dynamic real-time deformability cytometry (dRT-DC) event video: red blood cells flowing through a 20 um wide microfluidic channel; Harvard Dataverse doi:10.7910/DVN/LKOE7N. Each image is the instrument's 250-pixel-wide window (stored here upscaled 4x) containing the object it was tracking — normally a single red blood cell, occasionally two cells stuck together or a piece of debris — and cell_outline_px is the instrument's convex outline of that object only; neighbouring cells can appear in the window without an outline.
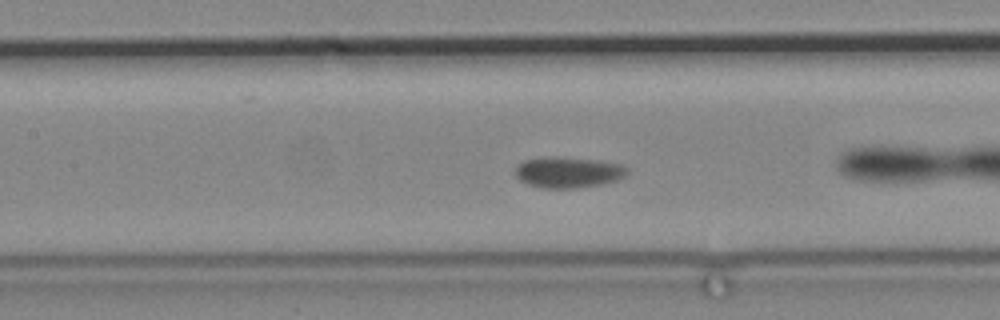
{"species": "common noctule bat (a hibernating species)", "species_latin": "Nyctalus noctula", "temperature_condition": "cold", "stored_images_in_passage": 49, "camera_frame_rate_fps": 3000, "um_per_image_px": 0.085, "animal": {"sex": "male", "body_mass_g": 19.2, "forearm_length_mm": 51.8}, "frame": {"image": 1, "passage_image": 11, "time_ms": 3.333, "image_size_px": [1000, 320], "cell_outline_px": [[628, 172], [624, 176], [616, 180], [600, 184], [572, 188], [544, 188], [528, 184], [520, 180], [516, 176], [516, 168], [524, 160], [540, 156], [564, 156], [600, 160], [620, 164], [628, 168]], "centroid_in_image_um": [48.29, 14.61], "position_along_channel_um": 159.1, "area_um2": 20.29}}
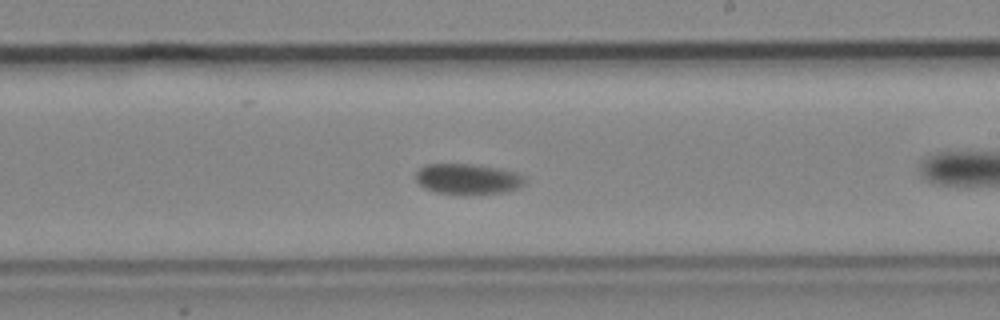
{"frame": {"image": 2, "passage_image": 20, "time_ms": 6.333, "image_size_px": [1000, 320], "cell_outline_px": [[528, 180], [524, 184], [516, 188], [504, 192], [436, 192], [424, 188], [416, 180], [416, 172], [424, 164], [476, 164], [500, 168], [516, 172], [524, 176]], "centroid_in_image_um": [39.77, 15.16], "position_along_channel_um": 249.2, "area_um2": 18.96}}
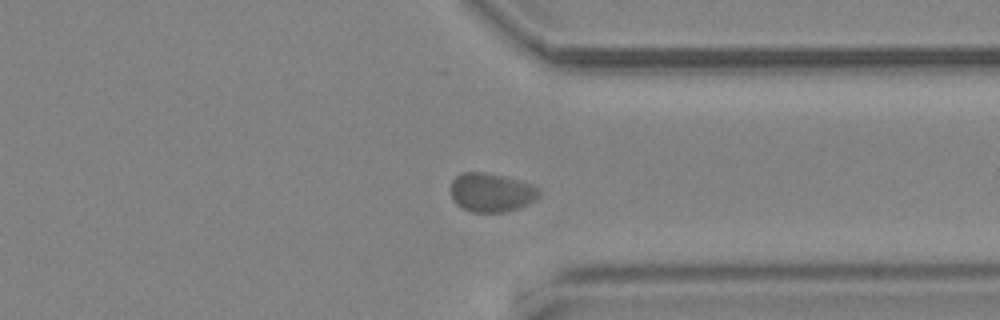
{"frame": {"image": 3, "passage_image": 32, "time_ms": 10.333, "image_size_px": [1000, 320], "cell_outline_px": [[540, 196], [536, 200], [528, 204], [504, 212], [472, 212], [460, 208], [452, 200], [452, 180], [460, 172], [484, 172], [504, 176], [520, 180], [532, 184], [540, 188]], "centroid_in_image_um": [41.77, 16.35], "position_along_channel_um": 369.6, "area_um2": 20.23}}